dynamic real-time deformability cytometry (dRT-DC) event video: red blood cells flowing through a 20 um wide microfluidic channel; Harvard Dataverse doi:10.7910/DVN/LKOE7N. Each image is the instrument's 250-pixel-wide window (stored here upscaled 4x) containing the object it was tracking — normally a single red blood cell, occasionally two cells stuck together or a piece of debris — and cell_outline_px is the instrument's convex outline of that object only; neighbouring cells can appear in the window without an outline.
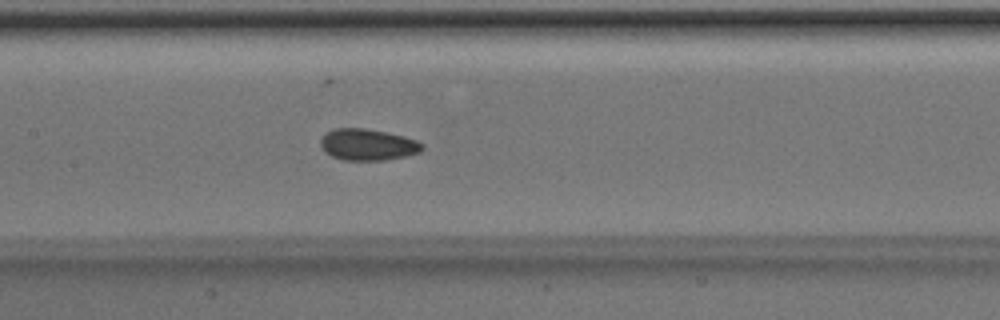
{"species": "Egyptian fruit bat (a non-hibernating species)", "species_latin": "Rousettus aegyptiacus", "temperature_condition": "room temperature", "stored_images_in_passage": 49, "camera_frame_rate_fps": 3000, "um_per_image_px": 0.085, "animal": {"sex": "male"}, "frame": {"image": 1, "passage_image": 23, "time_ms": 7.333, "image_size_px": [1000, 320], "cell_outline_px": [[424, 148], [420, 152], [404, 156], [384, 160], [344, 160], [332, 156], [324, 152], [320, 144], [320, 140], [332, 128], [364, 128], [404, 136], [416, 140], [424, 144]], "centroid_in_image_um": [31.25, 12.29], "position_along_channel_um": 176.1, "area_um2": 18.55}}
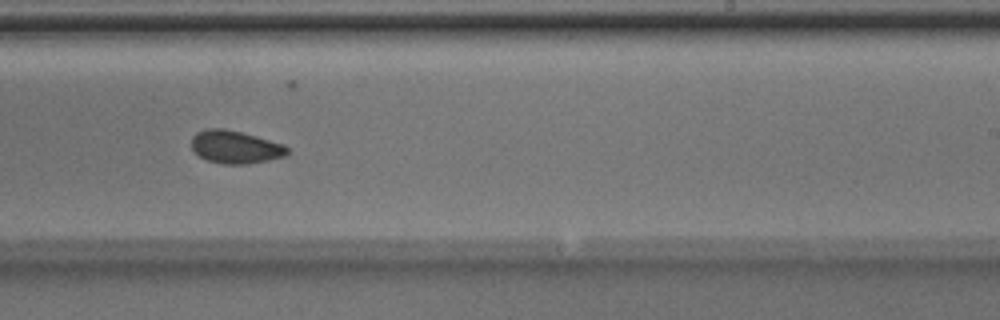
{"frame": {"image": 2, "passage_image": 30, "time_ms": 9.667, "image_size_px": [1000, 320], "cell_outline_px": [[288, 152], [284, 156], [268, 160], [248, 164], [224, 164], [208, 160], [200, 156], [192, 148], [192, 136], [196, 132], [208, 128], [224, 128], [256, 136], [284, 144], [288, 148]], "centroid_in_image_um": [20.0, 12.49], "position_along_channel_um": 269.0, "area_um2": 18.21}}
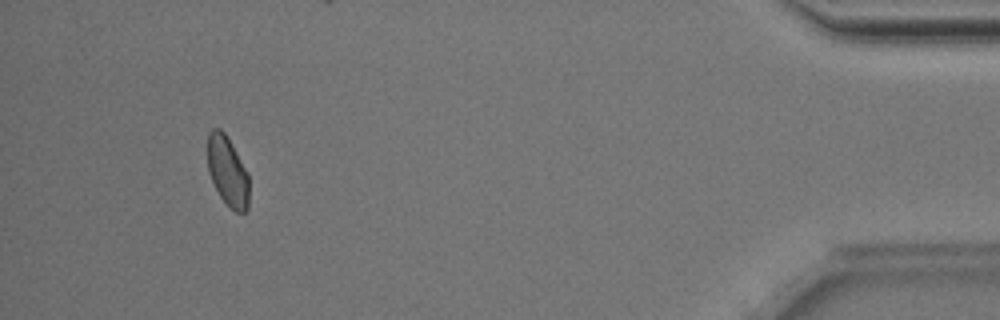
{"frame": {"image": 3, "passage_image": 46, "time_ms": 15.0, "image_size_px": [1000, 320], "cell_outline_px": [[248, 208], [244, 212], [236, 212], [228, 208], [220, 196], [208, 172], [208, 132], [212, 128], [220, 128], [224, 132], [248, 172]], "centroid_in_image_um": [19.34, 14.57], "position_along_channel_um": 415.9, "area_um2": 16.82}, "authors_computed_cell_mechanics": {"area_um2": 18.7272, "velocity_mm_per_s": 3.996, "shape_relaxation_time_tau1_ms": 7.926, "shape_relaxation_time_tau2_ms": 1.6654, "deformation_change_tau1": 0.0799, "deformation_change_tau2": 0.051}}